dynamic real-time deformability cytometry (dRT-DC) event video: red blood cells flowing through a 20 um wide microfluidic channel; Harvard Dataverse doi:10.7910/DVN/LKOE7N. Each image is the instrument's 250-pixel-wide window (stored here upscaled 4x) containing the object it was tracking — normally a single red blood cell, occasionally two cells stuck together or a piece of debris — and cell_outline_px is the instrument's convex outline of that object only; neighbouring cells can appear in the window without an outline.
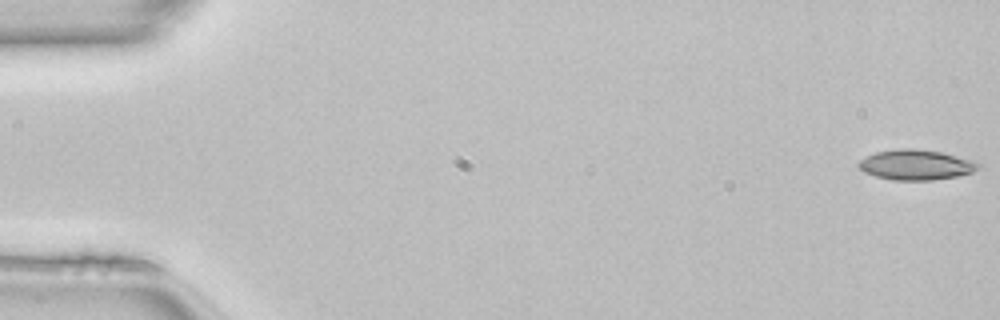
{"species": "common noctule bat (a hibernating species)", "species_latin": "Nyctalus noctula", "temperature_condition": "room temperature", "stored_images_in_passage": 50, "camera_frame_rate_fps": 3000, "um_per_image_px": 0.085, "animal": {"sex": "female", "body_mass_g": 22.7, "forearm_length_mm": 54.2}, "frame": {"image": 1, "passage_image": 1, "time_ms": 0.0, "image_size_px": [1000, 320], "cell_outline_px": [[980, 168], [972, 172], [956, 176], [932, 180], [892, 180], [876, 176], [864, 172], [856, 164], [860, 160], [876, 152], [896, 148], [916, 148], [940, 152], [980, 160]], "centroid_in_image_um": [77.91, 13.99], "position_along_channel_um": 7.1, "area_um2": 21.33}}
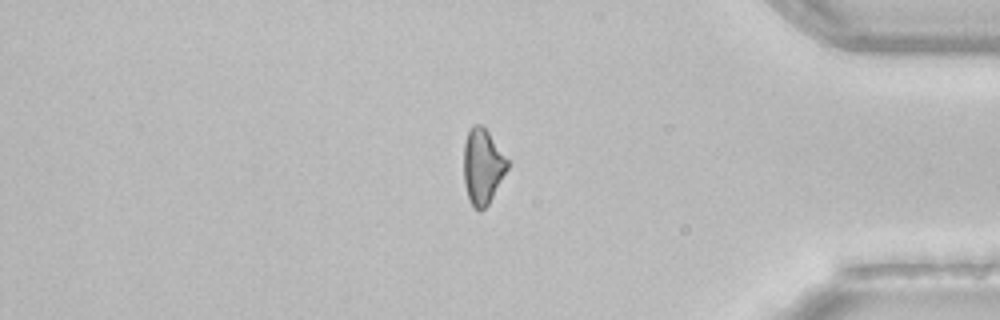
{"frame": {"image": 2, "passage_image": 42, "time_ms": 13.667, "image_size_px": [1000, 320], "cell_outline_px": [[508, 168], [488, 204], [480, 212], [472, 208], [464, 184], [464, 144], [468, 128], [472, 124], [480, 124], [488, 132], [508, 160]], "centroid_in_image_um": [40.99, 14.15], "position_along_channel_um": 394.2, "area_um2": 19.13}}
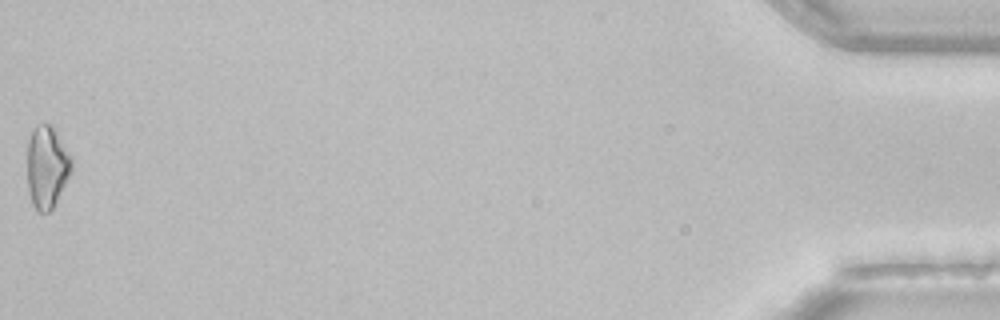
{"frame": {"image": 3, "passage_image": 50, "time_ms": 16.333, "image_size_px": [1000, 320], "cell_outline_px": [[72, 168], [56, 204], [48, 212], [40, 212], [32, 204], [28, 188], [28, 140], [32, 128], [36, 124], [52, 124], [56, 128], [72, 156]], "centroid_in_image_um": [4.0, 14.13], "position_along_channel_um": 431.2, "area_um2": 21.56}, "authors_computed_cell_mechanics": {"area_um2": 20.3456, "velocity_mm_per_s": 4.1395, "shape_relaxation_time_tau1_ms": null, "shape_relaxation_time_tau2_ms": 6.4399, "deformation_change_tau1": null, "deformation_change_tau2": 0.1614}}